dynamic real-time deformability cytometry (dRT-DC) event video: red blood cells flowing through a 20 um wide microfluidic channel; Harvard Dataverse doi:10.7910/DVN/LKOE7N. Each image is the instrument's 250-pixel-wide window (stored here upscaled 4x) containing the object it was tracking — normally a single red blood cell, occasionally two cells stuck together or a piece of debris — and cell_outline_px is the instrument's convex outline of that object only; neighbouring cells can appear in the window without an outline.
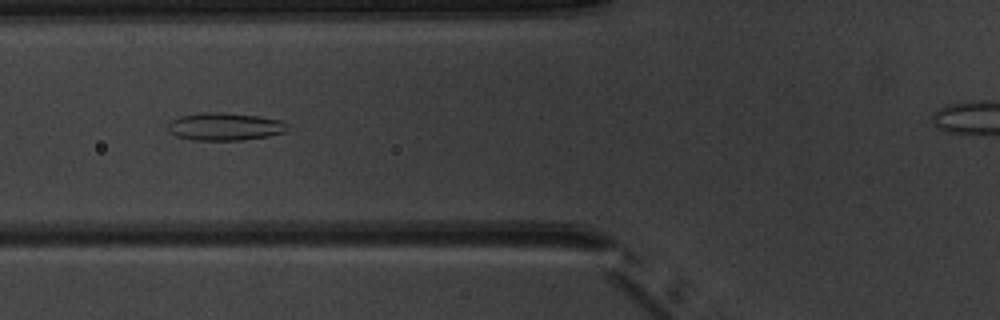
{"species": "common noctule bat (a hibernating species)", "species_latin": "Nyctalus noctula", "temperature_condition": "warm", "stored_images_in_passage": 7, "camera_frame_rate_fps": 3000, "um_per_image_px": 0.085, "animal": {"sex": "male", "body_mass_g": 20.1, "forearm_length_mm": 53.5}, "frame": {"image": 1, "passage_image": 5, "time_ms": 4.667, "image_size_px": [1000, 320], "cell_outline_px": [[292, 128], [288, 132], [268, 136], [244, 140], [192, 140], [176, 136], [168, 128], [168, 124], [172, 120], [180, 116], [204, 112], [224, 112], [256, 116], [280, 120], [292, 124]], "centroid_in_image_um": [19.21, 10.76], "position_along_channel_um": 106.6, "area_um2": 19.54}}
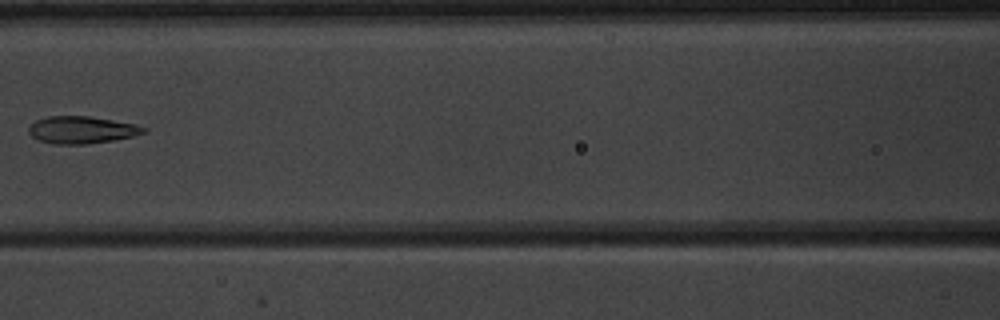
{"frame": {"image": 2, "passage_image": 6, "time_ms": 6.0, "image_size_px": [1000, 320], "cell_outline_px": [[148, 132], [116, 140], [88, 144], [56, 144], [36, 140], [28, 132], [28, 128], [36, 120], [48, 116], [88, 116], [136, 124], [148, 128]], "centroid_in_image_um": [6.96, 11.05], "position_along_channel_um": 159.6, "area_um2": 18.38}}
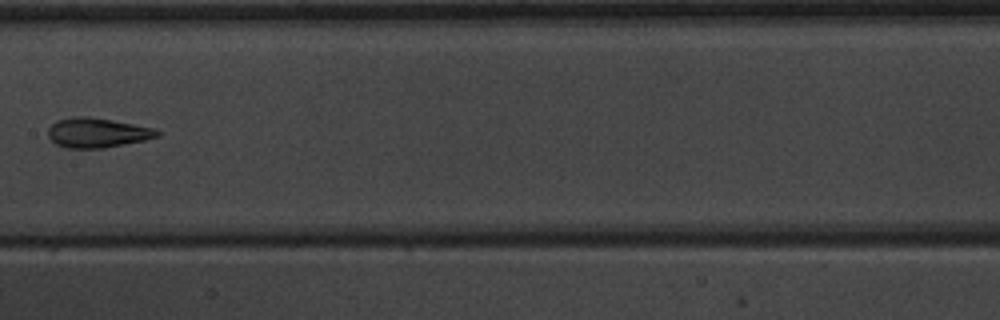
{"frame": {"image": 3, "passage_image": 7, "time_ms": 7.0, "image_size_px": [1000, 320], "cell_outline_px": [[160, 136], [144, 140], [104, 148], [64, 148], [56, 144], [48, 136], [48, 128], [56, 120], [72, 116], [88, 116], [112, 120], [156, 128], [160, 132]], "centroid_in_image_um": [8.26, 11.27], "position_along_channel_um": 199.1, "area_um2": 19.02}}